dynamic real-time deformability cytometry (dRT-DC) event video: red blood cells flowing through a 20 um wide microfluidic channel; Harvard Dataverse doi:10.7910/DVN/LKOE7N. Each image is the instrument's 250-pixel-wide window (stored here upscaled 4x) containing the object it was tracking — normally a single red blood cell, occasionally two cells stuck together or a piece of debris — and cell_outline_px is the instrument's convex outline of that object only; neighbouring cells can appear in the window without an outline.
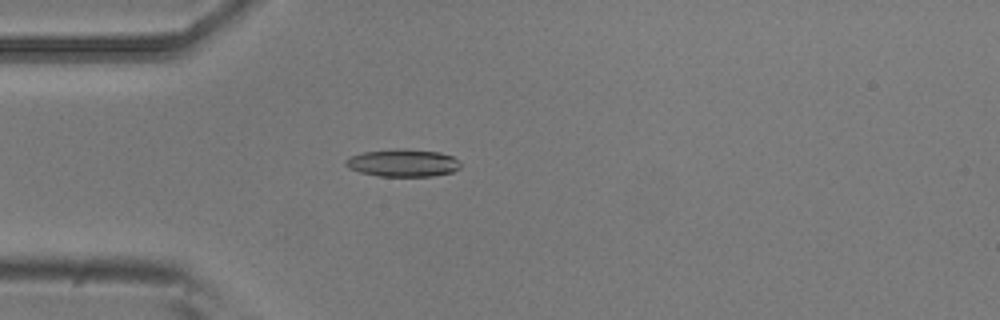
{"species": "common noctule bat (a hibernating species)", "species_latin": "Nyctalus noctula", "temperature_condition": "room temperature", "stored_images_in_passage": 4, "camera_frame_rate_fps": 3000, "um_per_image_px": 0.085, "animal": {"sex": "male", "body_mass_g": 20.5, "forearm_length_mm": 52.5}, "frame": {"image": 1, "passage_image": 4, "time_ms": 1.0, "image_size_px": [1000, 320], "cell_outline_px": [[460, 168], [452, 172], [432, 176], [380, 176], [360, 172], [348, 168], [344, 164], [344, 160], [348, 156], [364, 152], [396, 148], [404, 148], [440, 152], [452, 156], [460, 160]], "centroid_in_image_um": [34.23, 13.83], "position_along_channel_um": 50.8, "area_um2": 18.67}}